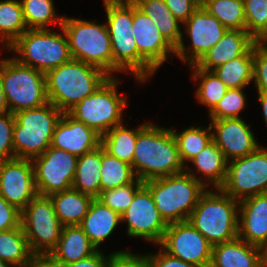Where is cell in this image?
<instances>
[{
	"label": "cell",
	"instance_id": "obj_1",
	"mask_svg": "<svg viewBox=\"0 0 267 267\" xmlns=\"http://www.w3.org/2000/svg\"><path fill=\"white\" fill-rule=\"evenodd\" d=\"M185 169L171 129L146 123L138 128L133 158L137 179L146 182L179 174Z\"/></svg>",
	"mask_w": 267,
	"mask_h": 267
},
{
	"label": "cell",
	"instance_id": "obj_2",
	"mask_svg": "<svg viewBox=\"0 0 267 267\" xmlns=\"http://www.w3.org/2000/svg\"><path fill=\"white\" fill-rule=\"evenodd\" d=\"M45 76L48 102L62 113H67L111 77L103 70L76 59L48 71Z\"/></svg>",
	"mask_w": 267,
	"mask_h": 267
},
{
	"label": "cell",
	"instance_id": "obj_3",
	"mask_svg": "<svg viewBox=\"0 0 267 267\" xmlns=\"http://www.w3.org/2000/svg\"><path fill=\"white\" fill-rule=\"evenodd\" d=\"M113 55V71L130 69L138 81L147 80L156 70L138 53L133 35V2L104 0Z\"/></svg>",
	"mask_w": 267,
	"mask_h": 267
},
{
	"label": "cell",
	"instance_id": "obj_4",
	"mask_svg": "<svg viewBox=\"0 0 267 267\" xmlns=\"http://www.w3.org/2000/svg\"><path fill=\"white\" fill-rule=\"evenodd\" d=\"M191 172L193 170L144 182L167 224L187 221L206 191L205 182Z\"/></svg>",
	"mask_w": 267,
	"mask_h": 267
},
{
	"label": "cell",
	"instance_id": "obj_5",
	"mask_svg": "<svg viewBox=\"0 0 267 267\" xmlns=\"http://www.w3.org/2000/svg\"><path fill=\"white\" fill-rule=\"evenodd\" d=\"M217 190L205 191L187 220L212 246L238 237L239 201Z\"/></svg>",
	"mask_w": 267,
	"mask_h": 267
},
{
	"label": "cell",
	"instance_id": "obj_6",
	"mask_svg": "<svg viewBox=\"0 0 267 267\" xmlns=\"http://www.w3.org/2000/svg\"><path fill=\"white\" fill-rule=\"evenodd\" d=\"M62 112L50 102L14 113V158L32 160L42 155L51 144Z\"/></svg>",
	"mask_w": 267,
	"mask_h": 267
},
{
	"label": "cell",
	"instance_id": "obj_7",
	"mask_svg": "<svg viewBox=\"0 0 267 267\" xmlns=\"http://www.w3.org/2000/svg\"><path fill=\"white\" fill-rule=\"evenodd\" d=\"M61 28L68 39L72 59L95 66L110 76L113 55L106 24L64 17Z\"/></svg>",
	"mask_w": 267,
	"mask_h": 267
},
{
	"label": "cell",
	"instance_id": "obj_8",
	"mask_svg": "<svg viewBox=\"0 0 267 267\" xmlns=\"http://www.w3.org/2000/svg\"><path fill=\"white\" fill-rule=\"evenodd\" d=\"M2 84L13 114L48 103L45 73L21 64L15 58L2 60Z\"/></svg>",
	"mask_w": 267,
	"mask_h": 267
},
{
	"label": "cell",
	"instance_id": "obj_9",
	"mask_svg": "<svg viewBox=\"0 0 267 267\" xmlns=\"http://www.w3.org/2000/svg\"><path fill=\"white\" fill-rule=\"evenodd\" d=\"M19 63L47 73L72 59L68 39L46 29H27L10 47Z\"/></svg>",
	"mask_w": 267,
	"mask_h": 267
},
{
	"label": "cell",
	"instance_id": "obj_10",
	"mask_svg": "<svg viewBox=\"0 0 267 267\" xmlns=\"http://www.w3.org/2000/svg\"><path fill=\"white\" fill-rule=\"evenodd\" d=\"M117 84L118 80L110 77L67 113L102 136L113 127L122 124V110L126 106V100L118 96Z\"/></svg>",
	"mask_w": 267,
	"mask_h": 267
},
{
	"label": "cell",
	"instance_id": "obj_11",
	"mask_svg": "<svg viewBox=\"0 0 267 267\" xmlns=\"http://www.w3.org/2000/svg\"><path fill=\"white\" fill-rule=\"evenodd\" d=\"M21 225L32 254L44 255L55 249L63 228L50 197L38 194L21 211Z\"/></svg>",
	"mask_w": 267,
	"mask_h": 267
},
{
	"label": "cell",
	"instance_id": "obj_12",
	"mask_svg": "<svg viewBox=\"0 0 267 267\" xmlns=\"http://www.w3.org/2000/svg\"><path fill=\"white\" fill-rule=\"evenodd\" d=\"M227 165L225 182L219 188L224 193L238 201L267 193V148L258 147L245 157L232 159Z\"/></svg>",
	"mask_w": 267,
	"mask_h": 267
},
{
	"label": "cell",
	"instance_id": "obj_13",
	"mask_svg": "<svg viewBox=\"0 0 267 267\" xmlns=\"http://www.w3.org/2000/svg\"><path fill=\"white\" fill-rule=\"evenodd\" d=\"M77 159V156L51 146L42 155L32 159L37 194L49 196L71 189Z\"/></svg>",
	"mask_w": 267,
	"mask_h": 267
},
{
	"label": "cell",
	"instance_id": "obj_14",
	"mask_svg": "<svg viewBox=\"0 0 267 267\" xmlns=\"http://www.w3.org/2000/svg\"><path fill=\"white\" fill-rule=\"evenodd\" d=\"M169 255L198 267H209L211 243L188 221L168 224L159 244Z\"/></svg>",
	"mask_w": 267,
	"mask_h": 267
},
{
	"label": "cell",
	"instance_id": "obj_15",
	"mask_svg": "<svg viewBox=\"0 0 267 267\" xmlns=\"http://www.w3.org/2000/svg\"><path fill=\"white\" fill-rule=\"evenodd\" d=\"M128 222L127 234L160 244L168 224L161 217L150 191L143 186L121 216Z\"/></svg>",
	"mask_w": 267,
	"mask_h": 267
},
{
	"label": "cell",
	"instance_id": "obj_16",
	"mask_svg": "<svg viewBox=\"0 0 267 267\" xmlns=\"http://www.w3.org/2000/svg\"><path fill=\"white\" fill-rule=\"evenodd\" d=\"M0 195L19 211L31 202L37 195L31 160L0 161Z\"/></svg>",
	"mask_w": 267,
	"mask_h": 267
},
{
	"label": "cell",
	"instance_id": "obj_17",
	"mask_svg": "<svg viewBox=\"0 0 267 267\" xmlns=\"http://www.w3.org/2000/svg\"><path fill=\"white\" fill-rule=\"evenodd\" d=\"M249 126L241 118L212 120L210 123L216 131L212 133V140L228 162L230 158L245 157L259 147Z\"/></svg>",
	"mask_w": 267,
	"mask_h": 267
},
{
	"label": "cell",
	"instance_id": "obj_18",
	"mask_svg": "<svg viewBox=\"0 0 267 267\" xmlns=\"http://www.w3.org/2000/svg\"><path fill=\"white\" fill-rule=\"evenodd\" d=\"M133 35L138 53L155 69L167 60V53L175 48L163 37L149 16L133 3Z\"/></svg>",
	"mask_w": 267,
	"mask_h": 267
},
{
	"label": "cell",
	"instance_id": "obj_19",
	"mask_svg": "<svg viewBox=\"0 0 267 267\" xmlns=\"http://www.w3.org/2000/svg\"><path fill=\"white\" fill-rule=\"evenodd\" d=\"M183 24L192 40L189 50L192 54L186 60L189 65H195L212 47H214L227 32V29L202 5Z\"/></svg>",
	"mask_w": 267,
	"mask_h": 267
},
{
	"label": "cell",
	"instance_id": "obj_20",
	"mask_svg": "<svg viewBox=\"0 0 267 267\" xmlns=\"http://www.w3.org/2000/svg\"><path fill=\"white\" fill-rule=\"evenodd\" d=\"M101 145V135L94 129L63 113L54 130L51 147L65 150L77 157Z\"/></svg>",
	"mask_w": 267,
	"mask_h": 267
},
{
	"label": "cell",
	"instance_id": "obj_21",
	"mask_svg": "<svg viewBox=\"0 0 267 267\" xmlns=\"http://www.w3.org/2000/svg\"><path fill=\"white\" fill-rule=\"evenodd\" d=\"M239 205L238 237L267 252V193L244 198Z\"/></svg>",
	"mask_w": 267,
	"mask_h": 267
},
{
	"label": "cell",
	"instance_id": "obj_22",
	"mask_svg": "<svg viewBox=\"0 0 267 267\" xmlns=\"http://www.w3.org/2000/svg\"><path fill=\"white\" fill-rule=\"evenodd\" d=\"M267 252L237 237L213 245L209 267H266Z\"/></svg>",
	"mask_w": 267,
	"mask_h": 267
},
{
	"label": "cell",
	"instance_id": "obj_23",
	"mask_svg": "<svg viewBox=\"0 0 267 267\" xmlns=\"http://www.w3.org/2000/svg\"><path fill=\"white\" fill-rule=\"evenodd\" d=\"M257 41L242 30H227L221 40L196 64L197 68L213 71L215 68L244 55Z\"/></svg>",
	"mask_w": 267,
	"mask_h": 267
},
{
	"label": "cell",
	"instance_id": "obj_24",
	"mask_svg": "<svg viewBox=\"0 0 267 267\" xmlns=\"http://www.w3.org/2000/svg\"><path fill=\"white\" fill-rule=\"evenodd\" d=\"M131 1L156 24L163 37L176 49L175 54L182 61H186L187 52L179 28L180 21L170 12L164 0Z\"/></svg>",
	"mask_w": 267,
	"mask_h": 267
},
{
	"label": "cell",
	"instance_id": "obj_25",
	"mask_svg": "<svg viewBox=\"0 0 267 267\" xmlns=\"http://www.w3.org/2000/svg\"><path fill=\"white\" fill-rule=\"evenodd\" d=\"M97 251L88 236L78 226H63L59 242L50 256L59 264L77 262Z\"/></svg>",
	"mask_w": 267,
	"mask_h": 267
},
{
	"label": "cell",
	"instance_id": "obj_26",
	"mask_svg": "<svg viewBox=\"0 0 267 267\" xmlns=\"http://www.w3.org/2000/svg\"><path fill=\"white\" fill-rule=\"evenodd\" d=\"M121 215L103 205L96 198L91 202L88 212L78 225L98 250V245L106 239L121 222Z\"/></svg>",
	"mask_w": 267,
	"mask_h": 267
},
{
	"label": "cell",
	"instance_id": "obj_27",
	"mask_svg": "<svg viewBox=\"0 0 267 267\" xmlns=\"http://www.w3.org/2000/svg\"><path fill=\"white\" fill-rule=\"evenodd\" d=\"M63 226L79 225L86 216L93 197L73 188L49 195Z\"/></svg>",
	"mask_w": 267,
	"mask_h": 267
},
{
	"label": "cell",
	"instance_id": "obj_28",
	"mask_svg": "<svg viewBox=\"0 0 267 267\" xmlns=\"http://www.w3.org/2000/svg\"><path fill=\"white\" fill-rule=\"evenodd\" d=\"M102 145L78 157L72 188L94 199L100 194Z\"/></svg>",
	"mask_w": 267,
	"mask_h": 267
},
{
	"label": "cell",
	"instance_id": "obj_29",
	"mask_svg": "<svg viewBox=\"0 0 267 267\" xmlns=\"http://www.w3.org/2000/svg\"><path fill=\"white\" fill-rule=\"evenodd\" d=\"M195 164L203 176L209 179L216 189H219L225 182L227 175V163L223 152L212 141L194 158L190 160Z\"/></svg>",
	"mask_w": 267,
	"mask_h": 267
},
{
	"label": "cell",
	"instance_id": "obj_30",
	"mask_svg": "<svg viewBox=\"0 0 267 267\" xmlns=\"http://www.w3.org/2000/svg\"><path fill=\"white\" fill-rule=\"evenodd\" d=\"M213 72L229 88H244L253 80V46L242 56L215 68Z\"/></svg>",
	"mask_w": 267,
	"mask_h": 267
},
{
	"label": "cell",
	"instance_id": "obj_31",
	"mask_svg": "<svg viewBox=\"0 0 267 267\" xmlns=\"http://www.w3.org/2000/svg\"><path fill=\"white\" fill-rule=\"evenodd\" d=\"M138 128L129 130L122 124L113 127L101 136V145L111 156L132 165Z\"/></svg>",
	"mask_w": 267,
	"mask_h": 267
},
{
	"label": "cell",
	"instance_id": "obj_32",
	"mask_svg": "<svg viewBox=\"0 0 267 267\" xmlns=\"http://www.w3.org/2000/svg\"><path fill=\"white\" fill-rule=\"evenodd\" d=\"M22 225L17 228L0 231V259L22 267L32 256Z\"/></svg>",
	"mask_w": 267,
	"mask_h": 267
},
{
	"label": "cell",
	"instance_id": "obj_33",
	"mask_svg": "<svg viewBox=\"0 0 267 267\" xmlns=\"http://www.w3.org/2000/svg\"><path fill=\"white\" fill-rule=\"evenodd\" d=\"M26 30L21 1H0V36L5 46L9 48Z\"/></svg>",
	"mask_w": 267,
	"mask_h": 267
},
{
	"label": "cell",
	"instance_id": "obj_34",
	"mask_svg": "<svg viewBox=\"0 0 267 267\" xmlns=\"http://www.w3.org/2000/svg\"><path fill=\"white\" fill-rule=\"evenodd\" d=\"M100 192L127 185L134 181L132 165L111 156L102 146Z\"/></svg>",
	"mask_w": 267,
	"mask_h": 267
},
{
	"label": "cell",
	"instance_id": "obj_35",
	"mask_svg": "<svg viewBox=\"0 0 267 267\" xmlns=\"http://www.w3.org/2000/svg\"><path fill=\"white\" fill-rule=\"evenodd\" d=\"M202 6L227 30L246 31L243 0H206Z\"/></svg>",
	"mask_w": 267,
	"mask_h": 267
},
{
	"label": "cell",
	"instance_id": "obj_36",
	"mask_svg": "<svg viewBox=\"0 0 267 267\" xmlns=\"http://www.w3.org/2000/svg\"><path fill=\"white\" fill-rule=\"evenodd\" d=\"M212 128L202 129L200 127L189 129L178 134L172 130L175 141L177 143L179 155L183 164L194 158L201 150H203L210 142H212Z\"/></svg>",
	"mask_w": 267,
	"mask_h": 267
},
{
	"label": "cell",
	"instance_id": "obj_37",
	"mask_svg": "<svg viewBox=\"0 0 267 267\" xmlns=\"http://www.w3.org/2000/svg\"><path fill=\"white\" fill-rule=\"evenodd\" d=\"M23 15L28 29H46L48 23L62 26L64 17H56L52 0H22Z\"/></svg>",
	"mask_w": 267,
	"mask_h": 267
},
{
	"label": "cell",
	"instance_id": "obj_38",
	"mask_svg": "<svg viewBox=\"0 0 267 267\" xmlns=\"http://www.w3.org/2000/svg\"><path fill=\"white\" fill-rule=\"evenodd\" d=\"M193 68L195 69L193 70V78H202V82L196 91L197 99L207 105L209 112H211L229 88L213 71L203 70L195 65H193Z\"/></svg>",
	"mask_w": 267,
	"mask_h": 267
},
{
	"label": "cell",
	"instance_id": "obj_39",
	"mask_svg": "<svg viewBox=\"0 0 267 267\" xmlns=\"http://www.w3.org/2000/svg\"><path fill=\"white\" fill-rule=\"evenodd\" d=\"M246 31L259 43L267 42V0H243Z\"/></svg>",
	"mask_w": 267,
	"mask_h": 267
},
{
	"label": "cell",
	"instance_id": "obj_40",
	"mask_svg": "<svg viewBox=\"0 0 267 267\" xmlns=\"http://www.w3.org/2000/svg\"><path fill=\"white\" fill-rule=\"evenodd\" d=\"M143 186L144 182L136 178L127 185L100 192L96 199L122 216Z\"/></svg>",
	"mask_w": 267,
	"mask_h": 267
},
{
	"label": "cell",
	"instance_id": "obj_41",
	"mask_svg": "<svg viewBox=\"0 0 267 267\" xmlns=\"http://www.w3.org/2000/svg\"><path fill=\"white\" fill-rule=\"evenodd\" d=\"M245 102L242 88L228 89L219 103L210 112L211 120L240 118L239 112L244 108Z\"/></svg>",
	"mask_w": 267,
	"mask_h": 267
},
{
	"label": "cell",
	"instance_id": "obj_42",
	"mask_svg": "<svg viewBox=\"0 0 267 267\" xmlns=\"http://www.w3.org/2000/svg\"><path fill=\"white\" fill-rule=\"evenodd\" d=\"M256 42L253 45V79L258 93L267 94V46Z\"/></svg>",
	"mask_w": 267,
	"mask_h": 267
},
{
	"label": "cell",
	"instance_id": "obj_43",
	"mask_svg": "<svg viewBox=\"0 0 267 267\" xmlns=\"http://www.w3.org/2000/svg\"><path fill=\"white\" fill-rule=\"evenodd\" d=\"M14 125L15 117L13 113L0 114V161L14 158Z\"/></svg>",
	"mask_w": 267,
	"mask_h": 267
},
{
	"label": "cell",
	"instance_id": "obj_44",
	"mask_svg": "<svg viewBox=\"0 0 267 267\" xmlns=\"http://www.w3.org/2000/svg\"><path fill=\"white\" fill-rule=\"evenodd\" d=\"M107 267H151V264L148 255L138 256L126 251H118L110 254Z\"/></svg>",
	"mask_w": 267,
	"mask_h": 267
},
{
	"label": "cell",
	"instance_id": "obj_45",
	"mask_svg": "<svg viewBox=\"0 0 267 267\" xmlns=\"http://www.w3.org/2000/svg\"><path fill=\"white\" fill-rule=\"evenodd\" d=\"M21 225V211L9 204L0 195V231H7Z\"/></svg>",
	"mask_w": 267,
	"mask_h": 267
},
{
	"label": "cell",
	"instance_id": "obj_46",
	"mask_svg": "<svg viewBox=\"0 0 267 267\" xmlns=\"http://www.w3.org/2000/svg\"><path fill=\"white\" fill-rule=\"evenodd\" d=\"M170 12L181 23L187 21L201 5L198 0H164Z\"/></svg>",
	"mask_w": 267,
	"mask_h": 267
},
{
	"label": "cell",
	"instance_id": "obj_47",
	"mask_svg": "<svg viewBox=\"0 0 267 267\" xmlns=\"http://www.w3.org/2000/svg\"><path fill=\"white\" fill-rule=\"evenodd\" d=\"M151 267H198L169 255L167 252L159 251L157 254L148 255Z\"/></svg>",
	"mask_w": 267,
	"mask_h": 267
},
{
	"label": "cell",
	"instance_id": "obj_48",
	"mask_svg": "<svg viewBox=\"0 0 267 267\" xmlns=\"http://www.w3.org/2000/svg\"><path fill=\"white\" fill-rule=\"evenodd\" d=\"M108 259L97 250L93 255L83 258L77 262L59 265L60 267H107Z\"/></svg>",
	"mask_w": 267,
	"mask_h": 267
},
{
	"label": "cell",
	"instance_id": "obj_49",
	"mask_svg": "<svg viewBox=\"0 0 267 267\" xmlns=\"http://www.w3.org/2000/svg\"><path fill=\"white\" fill-rule=\"evenodd\" d=\"M22 267H60V266L50 255L33 254Z\"/></svg>",
	"mask_w": 267,
	"mask_h": 267
},
{
	"label": "cell",
	"instance_id": "obj_50",
	"mask_svg": "<svg viewBox=\"0 0 267 267\" xmlns=\"http://www.w3.org/2000/svg\"><path fill=\"white\" fill-rule=\"evenodd\" d=\"M9 107L5 98V93L2 84V60L0 61V114L9 113Z\"/></svg>",
	"mask_w": 267,
	"mask_h": 267
},
{
	"label": "cell",
	"instance_id": "obj_51",
	"mask_svg": "<svg viewBox=\"0 0 267 267\" xmlns=\"http://www.w3.org/2000/svg\"><path fill=\"white\" fill-rule=\"evenodd\" d=\"M259 94V102L262 105V109H263V115H264V119L266 121L267 124V94H263V93H258Z\"/></svg>",
	"mask_w": 267,
	"mask_h": 267
},
{
	"label": "cell",
	"instance_id": "obj_52",
	"mask_svg": "<svg viewBox=\"0 0 267 267\" xmlns=\"http://www.w3.org/2000/svg\"><path fill=\"white\" fill-rule=\"evenodd\" d=\"M10 266H13V265L0 259V267H10Z\"/></svg>",
	"mask_w": 267,
	"mask_h": 267
},
{
	"label": "cell",
	"instance_id": "obj_53",
	"mask_svg": "<svg viewBox=\"0 0 267 267\" xmlns=\"http://www.w3.org/2000/svg\"><path fill=\"white\" fill-rule=\"evenodd\" d=\"M198 1L202 5L206 0H198Z\"/></svg>",
	"mask_w": 267,
	"mask_h": 267
}]
</instances>
